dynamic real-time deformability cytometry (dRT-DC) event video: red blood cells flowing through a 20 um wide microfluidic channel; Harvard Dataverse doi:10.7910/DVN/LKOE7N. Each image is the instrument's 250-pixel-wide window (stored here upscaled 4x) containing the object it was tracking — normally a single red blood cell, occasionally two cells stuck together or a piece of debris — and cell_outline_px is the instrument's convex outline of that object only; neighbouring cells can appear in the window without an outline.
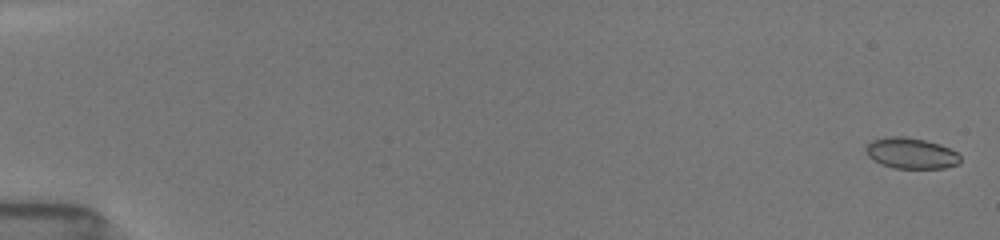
{"species": "common noctule bat (a hibernating species)", "species_latin": "Nyctalus noctula", "temperature_condition": "room temperature", "stored_images_in_passage": 8, "camera_frame_rate_fps": 3000, "um_per_image_px": 0.085, "animal": {"sex": "female", "body_mass_g": 19.5, "forearm_length_mm": 54.1}, "frame": {"image": 1, "passage_image": 1, "time_ms": 0.0, "image_size_px": [1000, 240], "cell_outline_px": [[960, 164], [944, 168], [892, 168], [880, 164], [872, 160], [868, 156], [864, 148], [872, 140], [884, 136], [904, 136], [924, 140], [940, 144], [956, 152], [960, 156]], "centroid_in_image_um": [77.41, 13.02], "position_along_channel_um": 7.6, "area_um2": 17.17}}
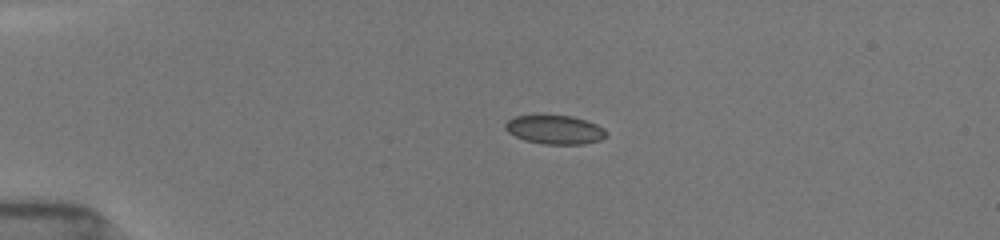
{"frame": {"image": 2, "passage_image": 5, "time_ms": 1.333, "image_size_px": [1000, 240], "cell_outline_px": [[608, 136], [600, 140], [584, 144], [544, 144], [524, 140], [508, 132], [504, 128], [504, 124], [508, 120], [516, 116], [536, 112], [572, 116], [596, 124], [604, 128], [608, 132]], "centroid_in_image_um": [47.14, 10.98], "position_along_channel_um": 37.9, "area_um2": 17.69}}